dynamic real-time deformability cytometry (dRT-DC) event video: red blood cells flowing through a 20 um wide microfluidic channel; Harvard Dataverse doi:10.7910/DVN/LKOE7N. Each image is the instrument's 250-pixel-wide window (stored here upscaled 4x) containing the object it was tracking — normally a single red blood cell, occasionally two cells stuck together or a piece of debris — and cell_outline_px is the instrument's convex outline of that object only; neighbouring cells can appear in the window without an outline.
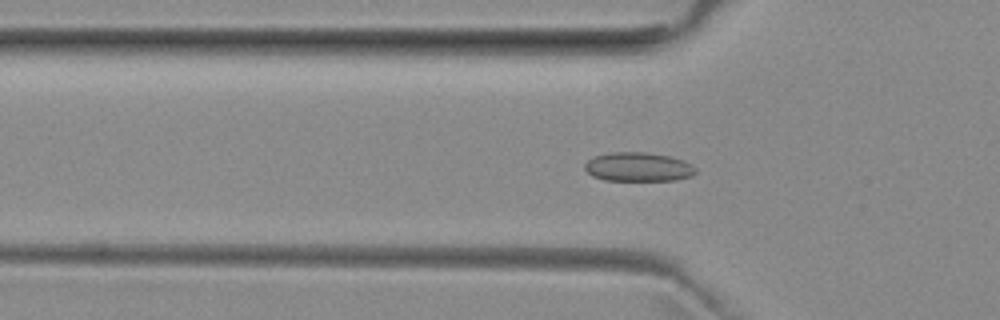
{"species": "common noctule bat (a hibernating species)", "species_latin": "Nyctalus noctula", "temperature_condition": "room temperature", "stored_images_in_passage": 52, "camera_frame_rate_fps": 3000, "um_per_image_px": 0.085, "animal": {"sex": "female", "body_mass_g": 29.2, "forearm_length_mm": 56.3}, "frame": {"image": 1, "passage_image": 17, "time_ms": 5.333, "image_size_px": [1000, 320], "cell_outline_px": [[696, 172], [692, 176], [676, 180], [604, 180], [592, 176], [584, 168], [584, 164], [588, 160], [596, 156], [608, 152], [648, 152], [668, 156], [684, 160], [692, 164], [696, 168]], "centroid_in_image_um": [54.26, 14.18], "position_along_channel_um": 71.5, "area_um2": 18.84}}
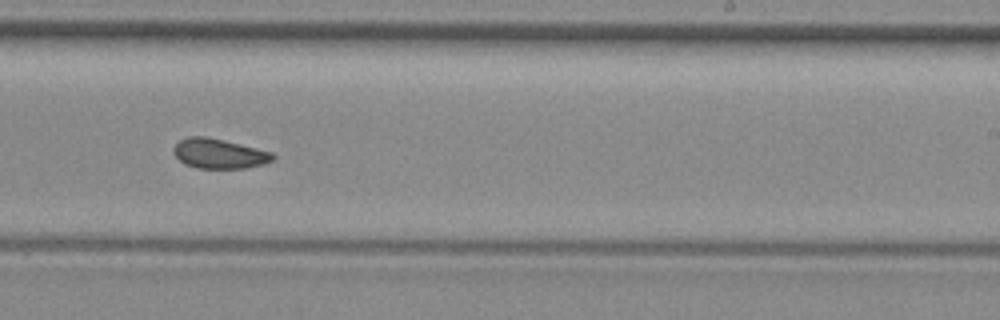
{"frame": {"image": 2, "passage_image": 32, "time_ms": 10.333, "image_size_px": [1000, 320], "cell_outline_px": [[276, 156], [272, 160], [264, 164], [244, 168], [196, 168], [184, 164], [172, 152], [172, 148], [180, 140], [188, 136], [208, 136], [272, 152]], "centroid_in_image_um": [18.6, 13.05], "position_along_channel_um": 270.4, "area_um2": 17.28}}
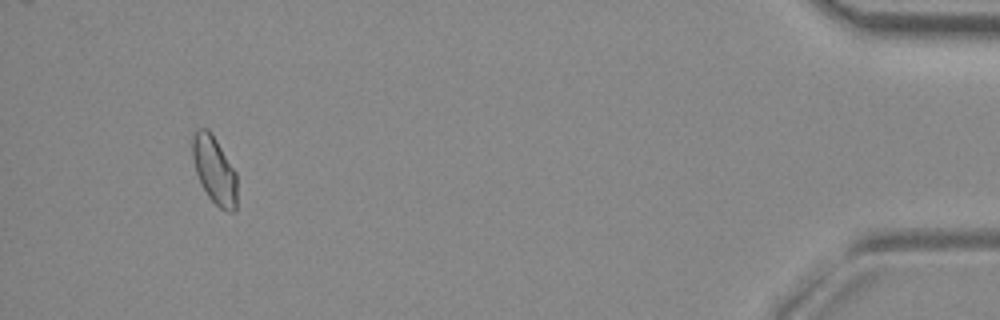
{"frame": {"image": 3, "passage_image": 49, "time_ms": 16.0, "image_size_px": [1000, 320], "cell_outline_px": [[236, 212], [228, 212], [220, 208], [208, 196], [196, 172], [192, 156], [192, 136], [196, 128], [208, 128], [216, 140], [236, 172]], "centroid_in_image_um": [18.22, 14.44], "position_along_channel_um": 417.0, "area_um2": 17.4}, "authors_computed_cell_mechanics": {"area_um2": 17.8024, "velocity_mm_per_s": 3.9797, "shape_relaxation_time_tau1_ms": null, "shape_relaxation_time_tau2_ms": 2.0187, "deformation_change_tau1": null, "deformation_change_tau2": 0.0445}}